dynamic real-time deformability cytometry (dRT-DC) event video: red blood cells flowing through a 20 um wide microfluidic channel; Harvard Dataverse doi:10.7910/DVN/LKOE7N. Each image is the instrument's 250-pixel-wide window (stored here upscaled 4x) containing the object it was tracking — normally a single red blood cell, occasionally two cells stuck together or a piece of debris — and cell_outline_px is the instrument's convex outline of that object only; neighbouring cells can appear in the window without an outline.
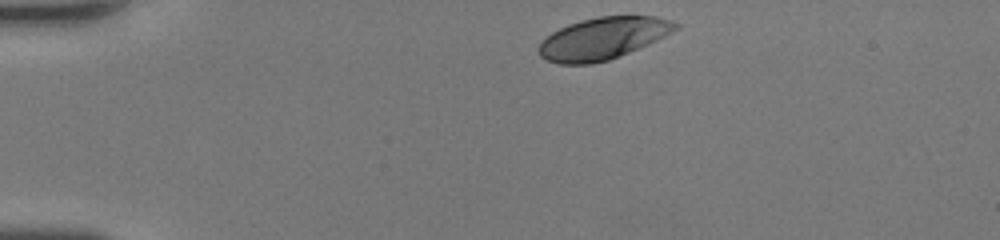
{"species": "human", "species_latin": "Homo sapiens", "temperature_condition": "room temperature", "stored_images_in_passage": 33, "camera_frame_rate_fps": 3000, "um_per_image_px": 0.085, "donor": {"sex": "female"}, "frame": {"image": 1, "passage_image": 1, "time_ms": 0.0, "image_size_px": [1000, 240], "cell_outline_px": [[680, 28], [648, 44], [620, 56], [608, 60], [592, 64], [560, 64], [548, 60], [540, 56], [536, 48], [552, 32], [568, 24], [580, 20], [600, 16], [656, 16], [672, 20], [680, 24]], "centroid_in_image_um": [51.27, 3.26], "position_along_channel_um": 33.7, "area_um2": 33.47}}
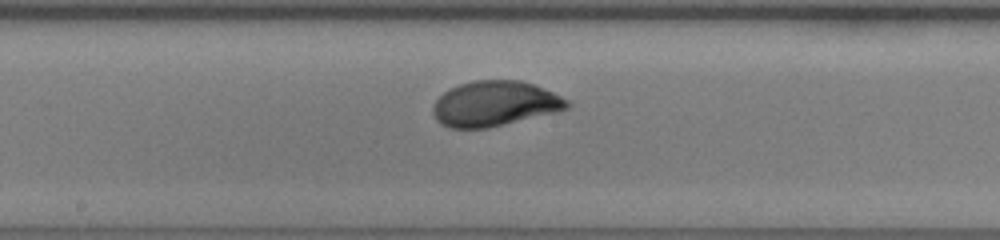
{"frame": {"image": 2, "passage_image": 18, "time_ms": 5.667, "image_size_px": [1000, 240], "cell_outline_px": [[572, 104], [568, 108], [556, 112], [488, 128], [448, 128], [440, 124], [436, 120], [432, 112], [432, 108], [436, 100], [444, 92], [460, 84], [472, 80], [520, 80], [544, 88], [568, 100]], "centroid_in_image_um": [42.04, 8.82], "position_along_channel_um": 206.2, "area_um2": 35.32}}
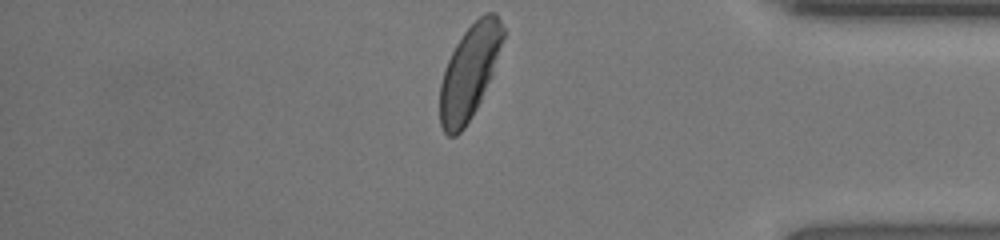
{"frame": {"image": 3, "passage_image": 33, "time_ms": 10.667, "image_size_px": [1000, 240], "cell_outline_px": [[504, 36], [492, 76], [476, 108], [464, 128], [456, 136], [448, 136], [444, 132], [440, 124], [440, 84], [444, 68], [456, 44], [464, 32], [484, 12], [496, 12], [504, 28]], "centroid_in_image_um": [39.9, 6.11], "position_along_channel_um": 395.3, "area_um2": 34.16}, "authors_computed_cell_mechanics": {"area_um2": 35.2002, "velocity_mm_per_s": 4.2145, "shape_relaxation_time_tau1_ms": 2.4609, "shape_relaxation_time_tau2_ms": null, "deformation_change_tau1": 0.1634, "deformation_change_tau2": null}}